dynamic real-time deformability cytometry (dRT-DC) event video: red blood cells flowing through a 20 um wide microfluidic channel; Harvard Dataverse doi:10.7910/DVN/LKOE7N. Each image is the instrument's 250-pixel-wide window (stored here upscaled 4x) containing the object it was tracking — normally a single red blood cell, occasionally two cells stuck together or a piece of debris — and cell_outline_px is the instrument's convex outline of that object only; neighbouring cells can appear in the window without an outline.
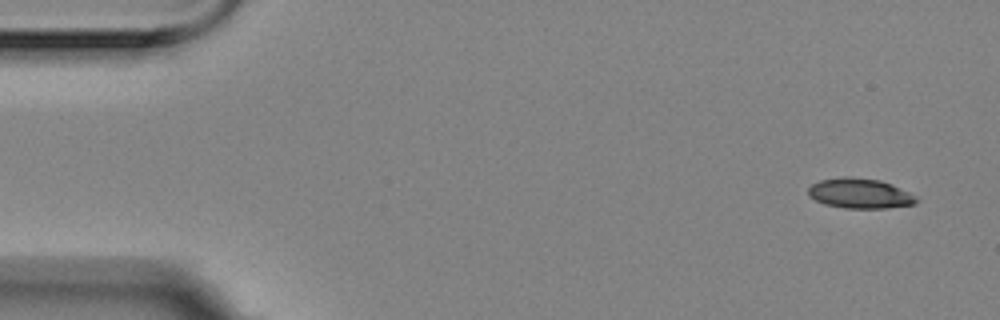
{"species": "Egyptian fruit bat (a non-hibernating species)", "species_latin": "Rousettus aegyptiacus", "temperature_condition": "room temperature", "stored_images_in_passage": 5, "segment_of_instrument_passage": [1, 2], "camera_frame_rate_fps": 3000, "um_per_image_px": 0.085, "animal": {"sex": "female"}, "frame": {"image": 1, "passage_image": 1, "time_ms": 0.0, "image_size_px": [1000, 320], "cell_outline_px": [[920, 200], [916, 204], [884, 208], [844, 208], [824, 204], [808, 196], [808, 188], [812, 184], [820, 180], [844, 176], [848, 176], [880, 180], [892, 184], [916, 196]], "centroid_in_image_um": [73.09, 16.44], "position_along_channel_um": 11.9, "area_um2": 19.02}}
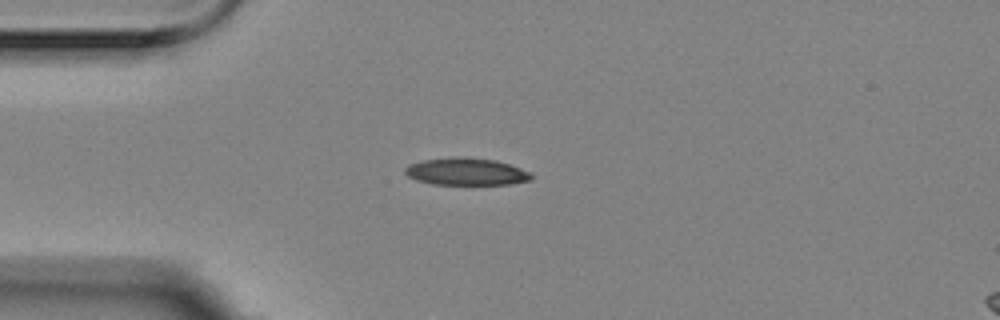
{"frame": {"image": 2, "passage_image": 4, "time_ms": 1.0, "image_size_px": [1000, 320], "cell_outline_px": [[532, 180], [512, 184], [432, 184], [416, 180], [408, 176], [404, 172], [404, 168], [408, 164], [420, 160], [452, 156], [496, 160], [532, 172]], "centroid_in_image_um": [39.6, 14.58], "position_along_channel_um": 45.4, "area_um2": 20.23}}